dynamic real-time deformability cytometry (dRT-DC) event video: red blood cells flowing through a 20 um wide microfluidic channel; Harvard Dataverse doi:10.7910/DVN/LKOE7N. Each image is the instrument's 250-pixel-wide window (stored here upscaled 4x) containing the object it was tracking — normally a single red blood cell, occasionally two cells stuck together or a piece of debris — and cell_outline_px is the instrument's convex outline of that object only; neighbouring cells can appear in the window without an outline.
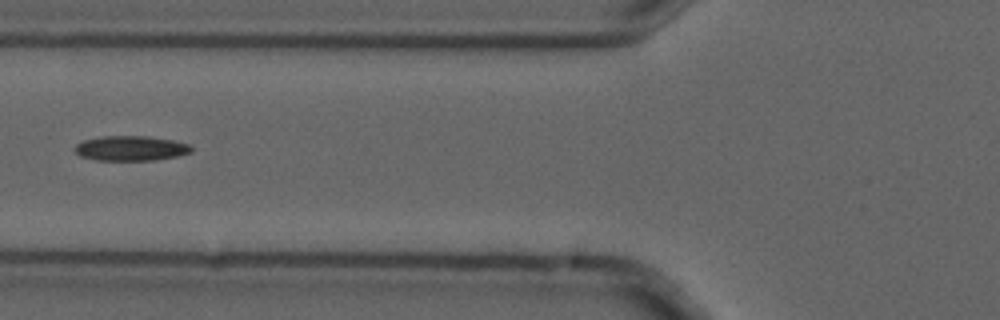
{"species": "common noctule bat (a hibernating species)", "species_latin": "Nyctalus noctula", "temperature_condition": "cold", "stored_images_in_passage": 6, "camera_frame_rate_fps": 3000, "um_per_image_px": 0.085, "animal": {"sex": "male", "forearm_length_mm": 52.5}, "frame": {"image": 1, "passage_image": 6, "time_ms": 1.667, "image_size_px": [1000, 320], "cell_outline_px": [[192, 152], [176, 156], [156, 160], [96, 160], [80, 156], [72, 148], [76, 144], [84, 140], [100, 136], [148, 136], [172, 140], [188, 144], [192, 148]], "centroid_in_image_um": [11.08, 12.6], "position_along_channel_um": 114.7, "area_um2": 16.94}}